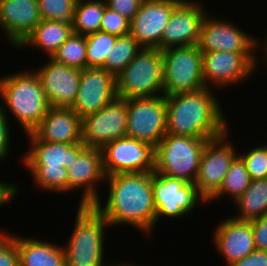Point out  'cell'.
I'll list each match as a JSON object with an SVG mask.
<instances>
[{
	"mask_svg": "<svg viewBox=\"0 0 267 266\" xmlns=\"http://www.w3.org/2000/svg\"><path fill=\"white\" fill-rule=\"evenodd\" d=\"M265 38L266 39L263 41L265 43H263L261 45L262 47H260V51L259 52H262V55L264 54L263 57H264V61L266 62V65L265 66H267V34H266V37ZM261 50H263V51H261Z\"/></svg>",
	"mask_w": 267,
	"mask_h": 266,
	"instance_id": "obj_41",
	"label": "cell"
},
{
	"mask_svg": "<svg viewBox=\"0 0 267 266\" xmlns=\"http://www.w3.org/2000/svg\"><path fill=\"white\" fill-rule=\"evenodd\" d=\"M245 152L238 153L245 163L251 180L267 178V148L263 145L255 146Z\"/></svg>",
	"mask_w": 267,
	"mask_h": 266,
	"instance_id": "obj_33",
	"label": "cell"
},
{
	"mask_svg": "<svg viewBox=\"0 0 267 266\" xmlns=\"http://www.w3.org/2000/svg\"><path fill=\"white\" fill-rule=\"evenodd\" d=\"M209 139L166 134L156 146L154 172L194 183Z\"/></svg>",
	"mask_w": 267,
	"mask_h": 266,
	"instance_id": "obj_7",
	"label": "cell"
},
{
	"mask_svg": "<svg viewBox=\"0 0 267 266\" xmlns=\"http://www.w3.org/2000/svg\"><path fill=\"white\" fill-rule=\"evenodd\" d=\"M164 59L158 48H141L116 76L117 95L134 99L164 95Z\"/></svg>",
	"mask_w": 267,
	"mask_h": 266,
	"instance_id": "obj_6",
	"label": "cell"
},
{
	"mask_svg": "<svg viewBox=\"0 0 267 266\" xmlns=\"http://www.w3.org/2000/svg\"><path fill=\"white\" fill-rule=\"evenodd\" d=\"M67 174L68 192H75V190L77 192L80 189L81 196H79L78 206L94 205L101 199L98 191L99 182L105 181L106 177L101 149L86 147L77 156V159L73 160L67 169Z\"/></svg>",
	"mask_w": 267,
	"mask_h": 266,
	"instance_id": "obj_18",
	"label": "cell"
},
{
	"mask_svg": "<svg viewBox=\"0 0 267 266\" xmlns=\"http://www.w3.org/2000/svg\"><path fill=\"white\" fill-rule=\"evenodd\" d=\"M105 181L109 187L107 201L99 199L93 206L110 227L128 224L150 236L155 229L156 215L152 172L108 175Z\"/></svg>",
	"mask_w": 267,
	"mask_h": 266,
	"instance_id": "obj_1",
	"label": "cell"
},
{
	"mask_svg": "<svg viewBox=\"0 0 267 266\" xmlns=\"http://www.w3.org/2000/svg\"><path fill=\"white\" fill-rule=\"evenodd\" d=\"M106 6L129 21L139 12L143 0H105Z\"/></svg>",
	"mask_w": 267,
	"mask_h": 266,
	"instance_id": "obj_36",
	"label": "cell"
},
{
	"mask_svg": "<svg viewBox=\"0 0 267 266\" xmlns=\"http://www.w3.org/2000/svg\"><path fill=\"white\" fill-rule=\"evenodd\" d=\"M117 35L97 31L86 35V58L88 68H103L108 52L117 40Z\"/></svg>",
	"mask_w": 267,
	"mask_h": 266,
	"instance_id": "obj_31",
	"label": "cell"
},
{
	"mask_svg": "<svg viewBox=\"0 0 267 266\" xmlns=\"http://www.w3.org/2000/svg\"><path fill=\"white\" fill-rule=\"evenodd\" d=\"M164 95L194 92L205 88L203 55L198 45L162 50Z\"/></svg>",
	"mask_w": 267,
	"mask_h": 266,
	"instance_id": "obj_8",
	"label": "cell"
},
{
	"mask_svg": "<svg viewBox=\"0 0 267 266\" xmlns=\"http://www.w3.org/2000/svg\"><path fill=\"white\" fill-rule=\"evenodd\" d=\"M20 266H66L62 245L14 234Z\"/></svg>",
	"mask_w": 267,
	"mask_h": 266,
	"instance_id": "obj_24",
	"label": "cell"
},
{
	"mask_svg": "<svg viewBox=\"0 0 267 266\" xmlns=\"http://www.w3.org/2000/svg\"><path fill=\"white\" fill-rule=\"evenodd\" d=\"M0 266H20L14 235L6 230L0 231Z\"/></svg>",
	"mask_w": 267,
	"mask_h": 266,
	"instance_id": "obj_35",
	"label": "cell"
},
{
	"mask_svg": "<svg viewBox=\"0 0 267 266\" xmlns=\"http://www.w3.org/2000/svg\"><path fill=\"white\" fill-rule=\"evenodd\" d=\"M19 187L15 183H6L0 180V207H2L4 204L11 203L13 200H16V197H18V191Z\"/></svg>",
	"mask_w": 267,
	"mask_h": 266,
	"instance_id": "obj_40",
	"label": "cell"
},
{
	"mask_svg": "<svg viewBox=\"0 0 267 266\" xmlns=\"http://www.w3.org/2000/svg\"><path fill=\"white\" fill-rule=\"evenodd\" d=\"M51 59L81 70L87 68L86 36L73 32L57 49Z\"/></svg>",
	"mask_w": 267,
	"mask_h": 266,
	"instance_id": "obj_30",
	"label": "cell"
},
{
	"mask_svg": "<svg viewBox=\"0 0 267 266\" xmlns=\"http://www.w3.org/2000/svg\"><path fill=\"white\" fill-rule=\"evenodd\" d=\"M77 0H38L42 20L72 22Z\"/></svg>",
	"mask_w": 267,
	"mask_h": 266,
	"instance_id": "obj_32",
	"label": "cell"
},
{
	"mask_svg": "<svg viewBox=\"0 0 267 266\" xmlns=\"http://www.w3.org/2000/svg\"><path fill=\"white\" fill-rule=\"evenodd\" d=\"M140 49L141 47L130 33L118 36L111 51L107 54L103 69L117 76Z\"/></svg>",
	"mask_w": 267,
	"mask_h": 266,
	"instance_id": "obj_29",
	"label": "cell"
},
{
	"mask_svg": "<svg viewBox=\"0 0 267 266\" xmlns=\"http://www.w3.org/2000/svg\"><path fill=\"white\" fill-rule=\"evenodd\" d=\"M259 42V39L242 31L238 25L207 13L202 22L197 45L202 53L215 51L256 53Z\"/></svg>",
	"mask_w": 267,
	"mask_h": 266,
	"instance_id": "obj_15",
	"label": "cell"
},
{
	"mask_svg": "<svg viewBox=\"0 0 267 266\" xmlns=\"http://www.w3.org/2000/svg\"><path fill=\"white\" fill-rule=\"evenodd\" d=\"M256 250L267 251V214L250 221Z\"/></svg>",
	"mask_w": 267,
	"mask_h": 266,
	"instance_id": "obj_37",
	"label": "cell"
},
{
	"mask_svg": "<svg viewBox=\"0 0 267 266\" xmlns=\"http://www.w3.org/2000/svg\"><path fill=\"white\" fill-rule=\"evenodd\" d=\"M129 261H127V262H124V263H117V264H115V265H112V264H114V263H111V265H109V266H135V265H133L134 263H128ZM138 266H140V265H138Z\"/></svg>",
	"mask_w": 267,
	"mask_h": 266,
	"instance_id": "obj_42",
	"label": "cell"
},
{
	"mask_svg": "<svg viewBox=\"0 0 267 266\" xmlns=\"http://www.w3.org/2000/svg\"><path fill=\"white\" fill-rule=\"evenodd\" d=\"M127 99L117 96L105 107L82 118V142L86 147L102 149L118 138L126 137Z\"/></svg>",
	"mask_w": 267,
	"mask_h": 266,
	"instance_id": "obj_14",
	"label": "cell"
},
{
	"mask_svg": "<svg viewBox=\"0 0 267 266\" xmlns=\"http://www.w3.org/2000/svg\"><path fill=\"white\" fill-rule=\"evenodd\" d=\"M229 266H267V251L255 250Z\"/></svg>",
	"mask_w": 267,
	"mask_h": 266,
	"instance_id": "obj_39",
	"label": "cell"
},
{
	"mask_svg": "<svg viewBox=\"0 0 267 266\" xmlns=\"http://www.w3.org/2000/svg\"><path fill=\"white\" fill-rule=\"evenodd\" d=\"M105 6V0H77L72 20L73 32L86 36L100 31Z\"/></svg>",
	"mask_w": 267,
	"mask_h": 266,
	"instance_id": "obj_27",
	"label": "cell"
},
{
	"mask_svg": "<svg viewBox=\"0 0 267 266\" xmlns=\"http://www.w3.org/2000/svg\"><path fill=\"white\" fill-rule=\"evenodd\" d=\"M239 221L250 222L267 214V178L251 180L242 196L234 203Z\"/></svg>",
	"mask_w": 267,
	"mask_h": 266,
	"instance_id": "obj_26",
	"label": "cell"
},
{
	"mask_svg": "<svg viewBox=\"0 0 267 266\" xmlns=\"http://www.w3.org/2000/svg\"><path fill=\"white\" fill-rule=\"evenodd\" d=\"M202 55L205 86L213 90H226L228 87L250 80L249 76L253 75L252 72L255 73L259 64L257 53L215 51L203 52Z\"/></svg>",
	"mask_w": 267,
	"mask_h": 266,
	"instance_id": "obj_10",
	"label": "cell"
},
{
	"mask_svg": "<svg viewBox=\"0 0 267 266\" xmlns=\"http://www.w3.org/2000/svg\"><path fill=\"white\" fill-rule=\"evenodd\" d=\"M155 225L162 217L182 218L197 208L198 203H206L198 193L194 183L152 172ZM200 200V201H199Z\"/></svg>",
	"mask_w": 267,
	"mask_h": 266,
	"instance_id": "obj_9",
	"label": "cell"
},
{
	"mask_svg": "<svg viewBox=\"0 0 267 266\" xmlns=\"http://www.w3.org/2000/svg\"><path fill=\"white\" fill-rule=\"evenodd\" d=\"M35 70L49 105L72 108L78 95L81 69L48 58L46 63Z\"/></svg>",
	"mask_w": 267,
	"mask_h": 266,
	"instance_id": "obj_19",
	"label": "cell"
},
{
	"mask_svg": "<svg viewBox=\"0 0 267 266\" xmlns=\"http://www.w3.org/2000/svg\"><path fill=\"white\" fill-rule=\"evenodd\" d=\"M8 116L0 108V161H5L10 154V127L8 121Z\"/></svg>",
	"mask_w": 267,
	"mask_h": 266,
	"instance_id": "obj_38",
	"label": "cell"
},
{
	"mask_svg": "<svg viewBox=\"0 0 267 266\" xmlns=\"http://www.w3.org/2000/svg\"><path fill=\"white\" fill-rule=\"evenodd\" d=\"M166 104L167 134L212 140L230 131V121L210 88L166 96Z\"/></svg>",
	"mask_w": 267,
	"mask_h": 266,
	"instance_id": "obj_2",
	"label": "cell"
},
{
	"mask_svg": "<svg viewBox=\"0 0 267 266\" xmlns=\"http://www.w3.org/2000/svg\"><path fill=\"white\" fill-rule=\"evenodd\" d=\"M30 150L23 156V166L28 170L37 188L57 194L68 193L67 169L86 148L83 142L75 144L41 141L33 132L27 134ZM31 172V173H30Z\"/></svg>",
	"mask_w": 267,
	"mask_h": 266,
	"instance_id": "obj_3",
	"label": "cell"
},
{
	"mask_svg": "<svg viewBox=\"0 0 267 266\" xmlns=\"http://www.w3.org/2000/svg\"><path fill=\"white\" fill-rule=\"evenodd\" d=\"M101 151L105 176L154 172L156 167V146L133 138H118Z\"/></svg>",
	"mask_w": 267,
	"mask_h": 266,
	"instance_id": "obj_12",
	"label": "cell"
},
{
	"mask_svg": "<svg viewBox=\"0 0 267 266\" xmlns=\"http://www.w3.org/2000/svg\"><path fill=\"white\" fill-rule=\"evenodd\" d=\"M251 182L249 173L242 158L238 155L229 167L219 190L207 201H220L221 198L228 195L235 203L244 193ZM216 199V200H215Z\"/></svg>",
	"mask_w": 267,
	"mask_h": 266,
	"instance_id": "obj_28",
	"label": "cell"
},
{
	"mask_svg": "<svg viewBox=\"0 0 267 266\" xmlns=\"http://www.w3.org/2000/svg\"><path fill=\"white\" fill-rule=\"evenodd\" d=\"M2 76L0 108L6 116L10 111L26 134L33 132L50 107L38 76L32 68Z\"/></svg>",
	"mask_w": 267,
	"mask_h": 266,
	"instance_id": "obj_4",
	"label": "cell"
},
{
	"mask_svg": "<svg viewBox=\"0 0 267 266\" xmlns=\"http://www.w3.org/2000/svg\"><path fill=\"white\" fill-rule=\"evenodd\" d=\"M230 132L209 140L202 152L200 166L195 179L198 193L208 201L221 187L224 176L239 152L232 141H229Z\"/></svg>",
	"mask_w": 267,
	"mask_h": 266,
	"instance_id": "obj_13",
	"label": "cell"
},
{
	"mask_svg": "<svg viewBox=\"0 0 267 266\" xmlns=\"http://www.w3.org/2000/svg\"><path fill=\"white\" fill-rule=\"evenodd\" d=\"M213 243L227 263L226 266L256 250L251 223L239 221L233 217H227L218 224Z\"/></svg>",
	"mask_w": 267,
	"mask_h": 266,
	"instance_id": "obj_22",
	"label": "cell"
},
{
	"mask_svg": "<svg viewBox=\"0 0 267 266\" xmlns=\"http://www.w3.org/2000/svg\"><path fill=\"white\" fill-rule=\"evenodd\" d=\"M100 31L117 36H124L130 33V21L118 12L105 6L100 24Z\"/></svg>",
	"mask_w": 267,
	"mask_h": 266,
	"instance_id": "obj_34",
	"label": "cell"
},
{
	"mask_svg": "<svg viewBox=\"0 0 267 266\" xmlns=\"http://www.w3.org/2000/svg\"><path fill=\"white\" fill-rule=\"evenodd\" d=\"M182 0H143L130 21V34L141 48H158L171 13Z\"/></svg>",
	"mask_w": 267,
	"mask_h": 266,
	"instance_id": "obj_20",
	"label": "cell"
},
{
	"mask_svg": "<svg viewBox=\"0 0 267 266\" xmlns=\"http://www.w3.org/2000/svg\"><path fill=\"white\" fill-rule=\"evenodd\" d=\"M205 10L198 1L182 0L171 13L159 49L198 44L203 19L209 13Z\"/></svg>",
	"mask_w": 267,
	"mask_h": 266,
	"instance_id": "obj_16",
	"label": "cell"
},
{
	"mask_svg": "<svg viewBox=\"0 0 267 266\" xmlns=\"http://www.w3.org/2000/svg\"><path fill=\"white\" fill-rule=\"evenodd\" d=\"M108 227L105 217L93 205L78 206L70 239L63 246L66 266H106L104 232Z\"/></svg>",
	"mask_w": 267,
	"mask_h": 266,
	"instance_id": "obj_5",
	"label": "cell"
},
{
	"mask_svg": "<svg viewBox=\"0 0 267 266\" xmlns=\"http://www.w3.org/2000/svg\"><path fill=\"white\" fill-rule=\"evenodd\" d=\"M166 96L127 99L126 137L157 146L166 133Z\"/></svg>",
	"mask_w": 267,
	"mask_h": 266,
	"instance_id": "obj_11",
	"label": "cell"
},
{
	"mask_svg": "<svg viewBox=\"0 0 267 266\" xmlns=\"http://www.w3.org/2000/svg\"><path fill=\"white\" fill-rule=\"evenodd\" d=\"M116 76L103 68L81 70L78 95L72 110L81 118L96 113L117 97Z\"/></svg>",
	"mask_w": 267,
	"mask_h": 266,
	"instance_id": "obj_17",
	"label": "cell"
},
{
	"mask_svg": "<svg viewBox=\"0 0 267 266\" xmlns=\"http://www.w3.org/2000/svg\"><path fill=\"white\" fill-rule=\"evenodd\" d=\"M33 133L44 142L80 143L82 142V118L72 108L50 106Z\"/></svg>",
	"mask_w": 267,
	"mask_h": 266,
	"instance_id": "obj_23",
	"label": "cell"
},
{
	"mask_svg": "<svg viewBox=\"0 0 267 266\" xmlns=\"http://www.w3.org/2000/svg\"><path fill=\"white\" fill-rule=\"evenodd\" d=\"M41 20L38 0H0V29L15 48Z\"/></svg>",
	"mask_w": 267,
	"mask_h": 266,
	"instance_id": "obj_21",
	"label": "cell"
},
{
	"mask_svg": "<svg viewBox=\"0 0 267 266\" xmlns=\"http://www.w3.org/2000/svg\"><path fill=\"white\" fill-rule=\"evenodd\" d=\"M72 33V22L41 20L16 49L34 46L45 51L47 58H51Z\"/></svg>",
	"mask_w": 267,
	"mask_h": 266,
	"instance_id": "obj_25",
	"label": "cell"
}]
</instances>
